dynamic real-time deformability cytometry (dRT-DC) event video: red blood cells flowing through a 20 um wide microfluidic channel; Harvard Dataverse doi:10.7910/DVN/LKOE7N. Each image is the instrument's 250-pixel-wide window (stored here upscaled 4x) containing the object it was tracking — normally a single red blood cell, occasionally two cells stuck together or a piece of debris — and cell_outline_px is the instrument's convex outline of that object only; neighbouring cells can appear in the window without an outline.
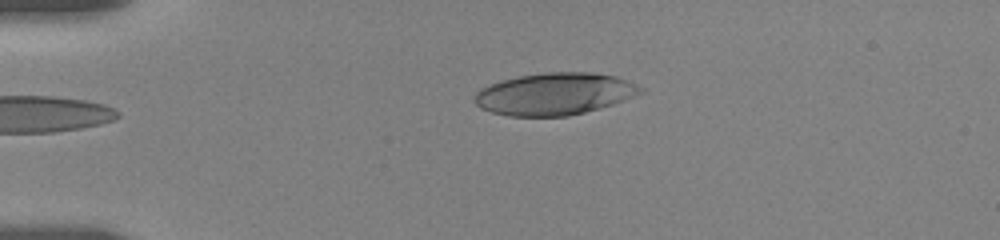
{"species": "human", "species_latin": "Homo sapiens", "temperature_condition": "room temperature", "stored_images_in_passage": 2, "camera_frame_rate_fps": 3000, "um_per_image_px": 0.085, "donor": {"sex": "female"}, "frame": {"image": 1, "passage_image": 1, "time_ms": 0.0, "image_size_px": [1000, 240], "cell_outline_px": [[644, 88], [640, 92], [632, 96], [612, 104], [600, 108], [568, 116], [508, 116], [492, 112], [480, 108], [472, 100], [476, 92], [480, 88], [500, 80], [520, 76], [544, 72], [588, 72], [616, 76], [636, 84]], "centroid_in_image_um": [47.08, 7.98], "position_along_channel_um": 37.9, "area_um2": 40.58}}